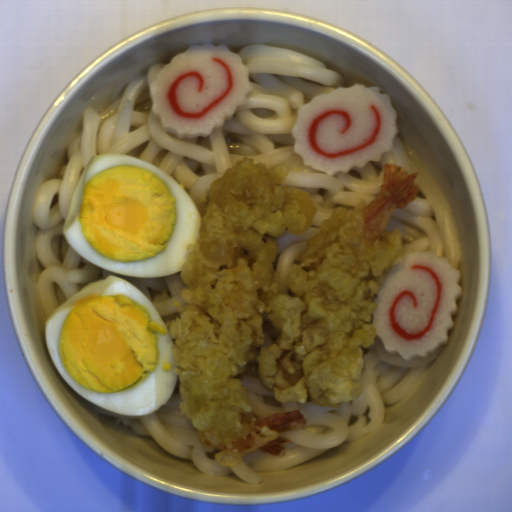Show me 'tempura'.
Wrapping results in <instances>:
<instances>
[{"label": "tempura", "instance_id": "1", "mask_svg": "<svg viewBox=\"0 0 512 512\" xmlns=\"http://www.w3.org/2000/svg\"><path fill=\"white\" fill-rule=\"evenodd\" d=\"M419 173L385 164L380 193L338 206L283 279L278 239L313 225L309 192L286 184L288 166L251 157L210 184L168 331L179 412L219 465L237 467L254 451L285 456L293 441L284 433L306 425L299 410L257 417L242 384L250 366L278 402L333 408L361 397L377 297L405 256L399 228L384 229L416 200Z\"/></svg>", "mask_w": 512, "mask_h": 512}]
</instances>
